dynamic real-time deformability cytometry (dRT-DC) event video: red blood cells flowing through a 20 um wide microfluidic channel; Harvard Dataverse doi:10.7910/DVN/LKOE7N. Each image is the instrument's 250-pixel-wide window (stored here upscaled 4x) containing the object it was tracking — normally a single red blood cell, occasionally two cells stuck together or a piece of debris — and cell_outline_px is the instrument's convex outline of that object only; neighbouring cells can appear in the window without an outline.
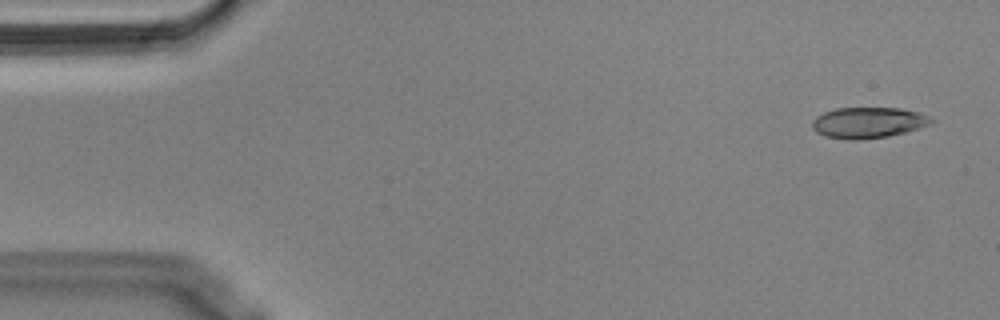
{"species": "Egyptian fruit bat (a non-hibernating species)", "species_latin": "Rousettus aegyptiacus", "temperature_condition": "cold", "stored_images_in_passage": 55, "camera_frame_rate_fps": 3000, "um_per_image_px": 0.085, "animal": {"sex": "male"}, "frame": {"image": 1, "passage_image": 3, "time_ms": 0.667, "image_size_px": [1000, 320], "cell_outline_px": [[936, 120], [928, 124], [904, 132], [888, 136], [860, 140], [852, 140], [824, 136], [816, 132], [812, 128], [812, 120], [816, 116], [824, 112], [836, 108], [900, 108], [920, 112]], "centroid_in_image_um": [73.76, 10.42], "position_along_channel_um": 11.2, "area_um2": 21.39}}
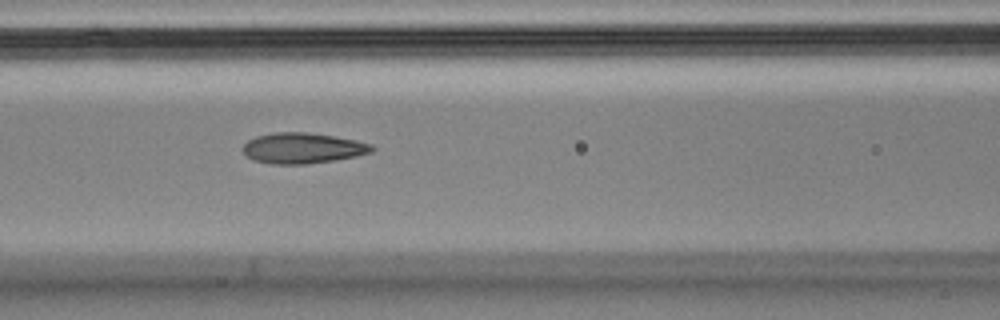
{"frame": {"image": 2, "passage_image": 23, "time_ms": 7.333, "image_size_px": [1000, 320], "cell_outline_px": [[376, 148], [372, 152], [356, 156], [336, 160], [304, 164], [272, 164], [256, 160], [248, 156], [244, 152], [244, 144], [248, 140], [256, 136], [276, 132], [304, 132], [332, 136], [356, 140], [372, 144]], "centroid_in_image_um": [25.77, 12.59], "position_along_channel_um": 140.8, "area_um2": 22.83}}
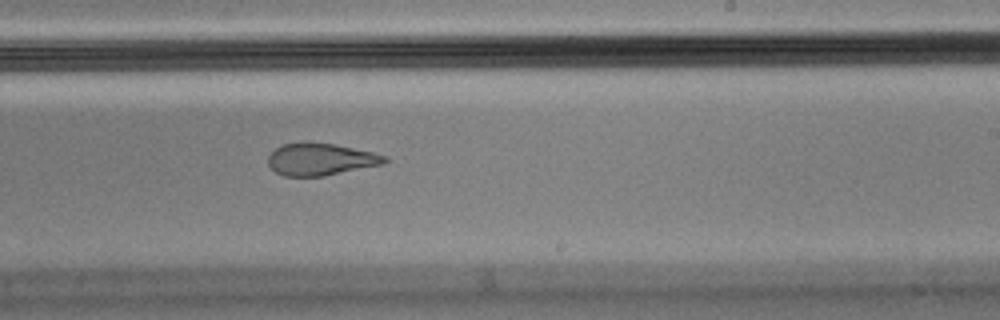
{"frame": {"image": 3, "passage_image": 33, "time_ms": 10.667, "image_size_px": [1000, 320], "cell_outline_px": [[388, 160], [384, 164], [324, 176], [284, 176], [276, 172], [268, 164], [268, 156], [276, 148], [284, 144], [300, 140], [308, 140], [336, 144], [372, 152], [388, 156]], "centroid_in_image_um": [27.25, 13.51], "position_along_channel_um": 261.7, "area_um2": 22.25}, "authors_computed_cell_mechanics": {"area_um2": 22.5998, "velocity_mm_per_s": 3.6365, "shape_relaxation_time_tau1_ms": null, "shape_relaxation_time_tau2_ms": 2.1153, "deformation_change_tau1": null, "deformation_change_tau2": 0.0882}}